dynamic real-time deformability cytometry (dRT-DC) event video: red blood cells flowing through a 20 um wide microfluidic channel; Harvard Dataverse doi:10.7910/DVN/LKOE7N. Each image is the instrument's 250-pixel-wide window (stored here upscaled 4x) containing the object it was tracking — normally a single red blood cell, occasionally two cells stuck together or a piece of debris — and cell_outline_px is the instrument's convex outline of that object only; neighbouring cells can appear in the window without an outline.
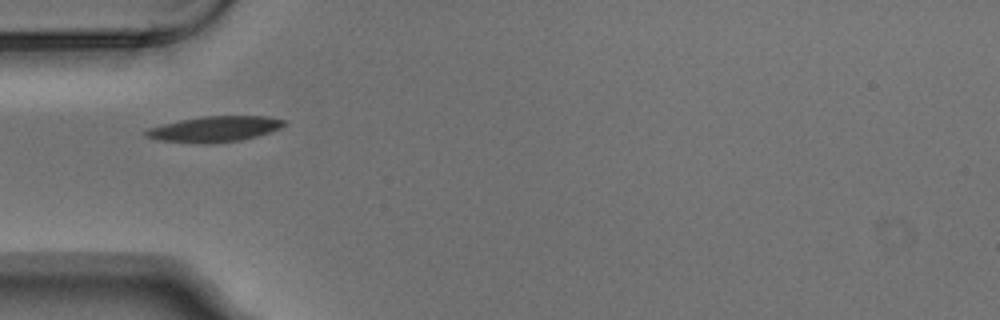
{"species": "Egyptian fruit bat (a non-hibernating species)", "species_latin": "Rousettus aegyptiacus", "temperature_condition": "warm", "stored_images_in_passage": 4, "camera_frame_rate_fps": 3000, "um_per_image_px": 0.085, "animal": {"sex": "male"}, "frame": {"image": 1, "passage_image": 1, "time_ms": 0.0, "image_size_px": [1000, 320], "cell_outline_px": [[288, 120], [280, 128], [256, 136], [240, 140], [208, 144], [196, 144], [156, 140], [144, 136], [144, 132], [148, 128], [180, 120], [204, 116], [268, 116]], "centroid_in_image_um": [18.21, 10.98], "position_along_channel_um": 66.8, "area_um2": 20.75}}
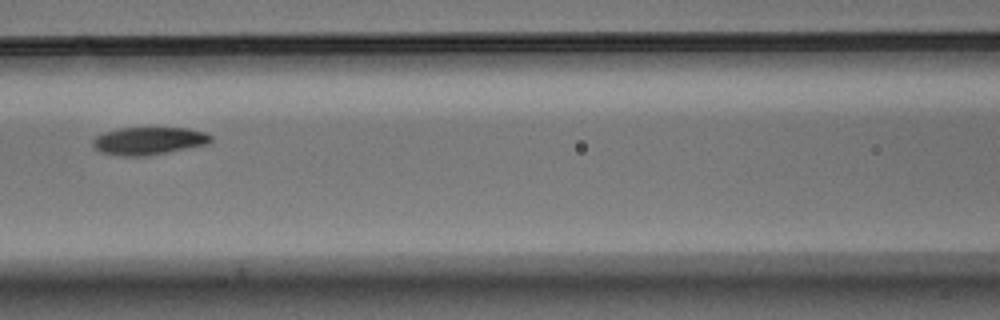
{"frame": {"image": 2, "passage_image": 3, "time_ms": 0.667, "image_size_px": [1000, 320], "cell_outline_px": [[212, 144], [148, 156], [120, 156], [100, 152], [92, 148], [92, 140], [96, 136], [104, 132], [120, 128], [188, 128], [204, 132], [212, 136]], "centroid_in_image_um": [12.66, 11.99], "position_along_channel_um": 153.9, "area_um2": 19.42}}
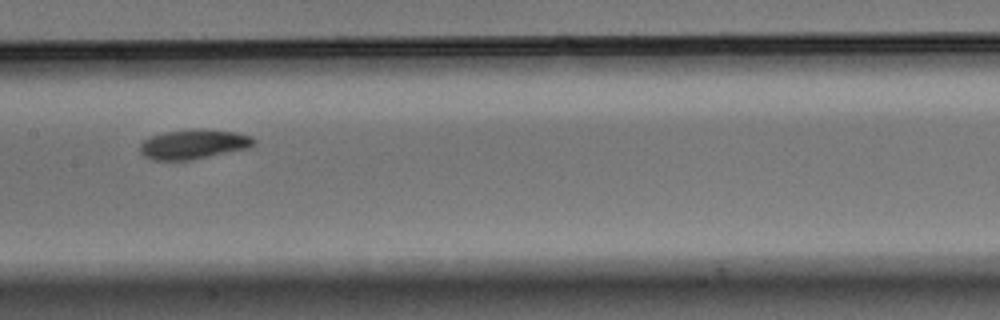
{"frame": {"image": 3, "passage_image": 4, "time_ms": 1.0, "image_size_px": [1000, 320], "cell_outline_px": [[256, 144], [248, 148], [192, 160], [152, 160], [144, 156], [140, 152], [140, 144], [144, 140], [152, 136], [164, 132], [192, 128], [196, 128], [236, 132], [252, 136], [256, 140]], "centroid_in_image_um": [16.47, 12.25], "position_along_channel_um": 190.9, "area_um2": 19.83}}